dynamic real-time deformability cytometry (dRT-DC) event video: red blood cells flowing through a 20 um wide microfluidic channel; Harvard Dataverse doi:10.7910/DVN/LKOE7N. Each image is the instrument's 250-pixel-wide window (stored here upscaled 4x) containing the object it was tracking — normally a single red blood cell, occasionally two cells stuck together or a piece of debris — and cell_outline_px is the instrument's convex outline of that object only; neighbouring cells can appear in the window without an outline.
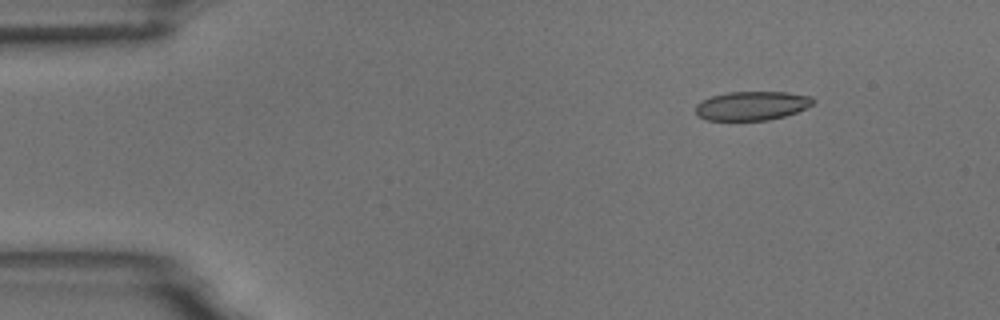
{"species": "common noctule bat (a hibernating species)", "species_latin": "Nyctalus noctula", "temperature_condition": "room temperature", "stored_images_in_passage": 4, "camera_frame_rate_fps": 3000, "um_per_image_px": 0.085, "animal": {"sex": "male", "body_mass_g": 18.8}, "frame": {"image": 1, "passage_image": 2, "time_ms": 1.333, "image_size_px": [1000, 320], "cell_outline_px": [[816, 100], [812, 104], [796, 112], [784, 116], [768, 120], [708, 120], [696, 116], [696, 104], [712, 96], [728, 92], [788, 92], [812, 96]], "centroid_in_image_um": [63.92, 8.98], "position_along_channel_um": 21.1, "area_um2": 19.77}}
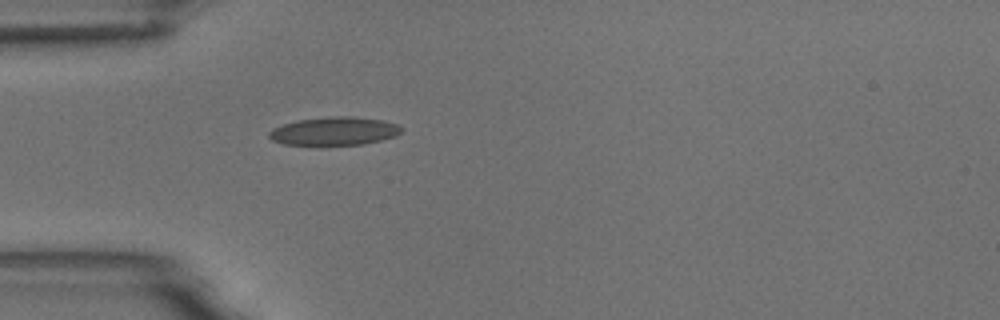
{"frame": {"image": 2, "passage_image": 4, "time_ms": 4.333, "image_size_px": [1000, 320], "cell_outline_px": [[404, 128], [396, 136], [364, 144], [320, 148], [284, 144], [272, 140], [268, 136], [268, 132], [272, 128], [296, 120], [332, 116], [352, 116], [384, 120], [396, 124]], "centroid_in_image_um": [28.37, 11.19], "position_along_channel_um": 56.6, "area_um2": 22.83}}